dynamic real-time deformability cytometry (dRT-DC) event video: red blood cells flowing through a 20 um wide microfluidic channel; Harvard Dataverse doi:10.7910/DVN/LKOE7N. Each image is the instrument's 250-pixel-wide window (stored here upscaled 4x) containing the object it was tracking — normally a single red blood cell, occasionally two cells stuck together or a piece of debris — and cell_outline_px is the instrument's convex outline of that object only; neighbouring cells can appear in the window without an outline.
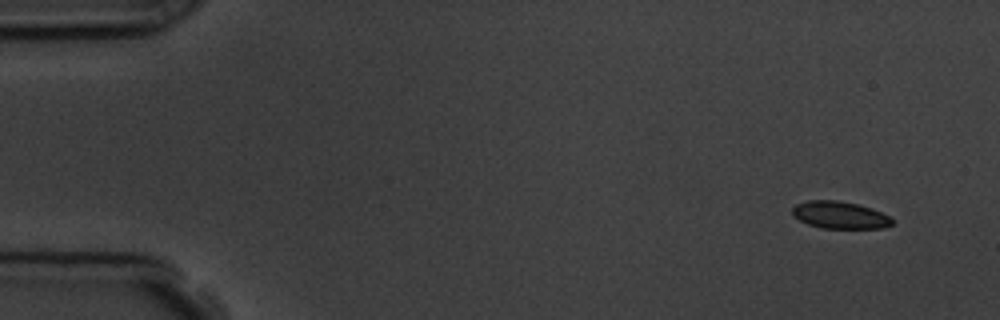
{"species": "common noctule bat (a hibernating species)", "species_latin": "Nyctalus noctula", "temperature_condition": "room temperature", "stored_images_in_passage": 8, "camera_frame_rate_fps": 3000, "um_per_image_px": 0.085, "animal": {"sex": "male", "body_mass_g": 19.5, "forearm_length_mm": 54.6}, "frame": {"image": 1, "passage_image": 1, "time_ms": 0.0, "image_size_px": [1000, 320], "cell_outline_px": [[892, 224], [884, 228], [820, 228], [808, 224], [792, 216], [792, 208], [796, 204], [808, 200], [836, 200], [856, 204], [872, 208], [892, 216]], "centroid_in_image_um": [71.39, 18.28], "position_along_channel_um": 13.6, "area_um2": 15.95}}
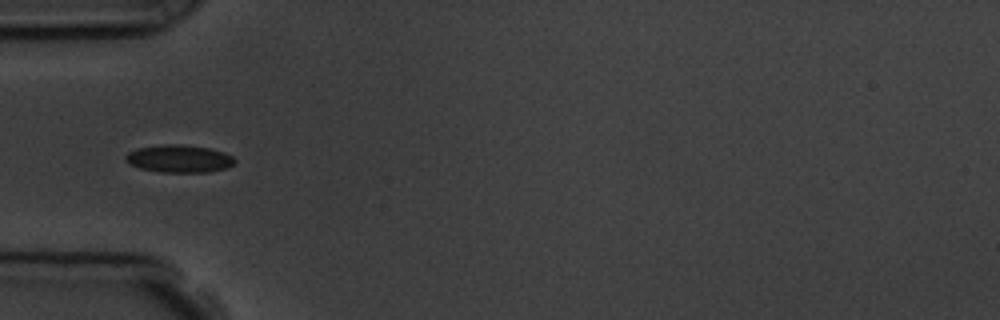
{"frame": {"image": 2, "passage_image": 5, "time_ms": 4.667, "image_size_px": [1000, 320], "cell_outline_px": [[236, 164], [228, 168], [208, 172], [160, 172], [140, 168], [128, 164], [124, 160], [124, 156], [128, 152], [136, 148], [164, 144], [184, 144], [212, 148], [224, 152], [232, 156], [236, 160]], "centroid_in_image_um": [15.24, 13.48], "position_along_channel_um": 69.8, "area_um2": 17.98}}
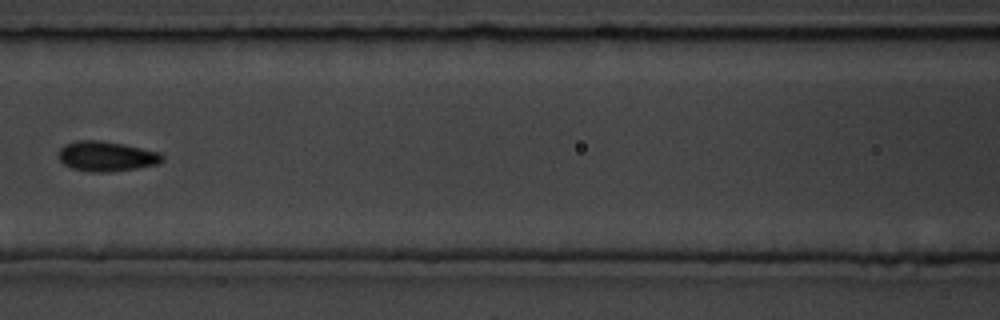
{"frame": {"image": 3, "passage_image": 7, "time_ms": 7.0, "image_size_px": [1000, 320], "cell_outline_px": [[164, 160], [160, 164], [136, 168], [108, 172], [92, 172], [72, 168], [64, 164], [60, 160], [60, 148], [64, 144], [76, 140], [96, 140], [124, 144], [156, 152], [164, 156]], "centroid_in_image_um": [9.05, 13.28], "position_along_channel_um": 157.6, "area_um2": 17.98}}